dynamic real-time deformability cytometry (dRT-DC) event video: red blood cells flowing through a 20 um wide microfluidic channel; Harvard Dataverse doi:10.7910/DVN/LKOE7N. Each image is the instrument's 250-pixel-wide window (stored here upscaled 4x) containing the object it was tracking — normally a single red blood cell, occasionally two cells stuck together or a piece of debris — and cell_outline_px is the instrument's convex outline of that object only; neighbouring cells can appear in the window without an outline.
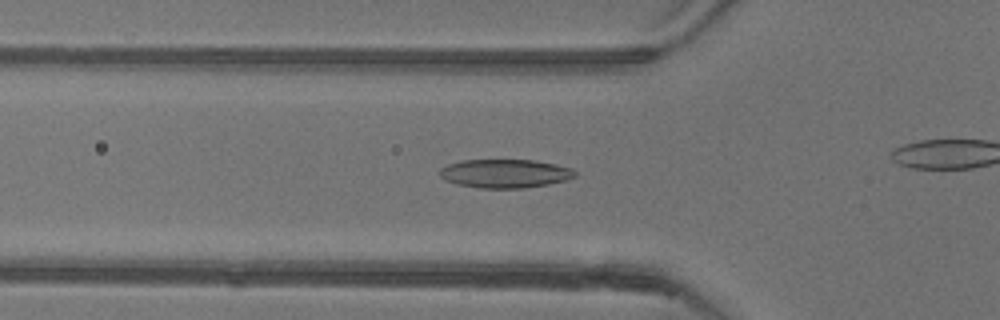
{"species": "common noctule bat (a hibernating species)", "species_latin": "Nyctalus noctula", "temperature_condition": "warm", "stored_images_in_passage": 10, "camera_frame_rate_fps": 3000, "um_per_image_px": 0.085, "animal": {"sex": "female"}, "frame": {"image": 1, "passage_image": 5, "time_ms": 1.333, "image_size_px": [1000, 320], "cell_outline_px": [[576, 176], [564, 180], [548, 184], [524, 188], [480, 188], [456, 184], [444, 180], [440, 176], [440, 168], [448, 164], [464, 160], [536, 160], [556, 164], [572, 168], [576, 172]], "centroid_in_image_um": [42.92, 14.75], "position_along_channel_um": 82.9, "area_um2": 22.6}}
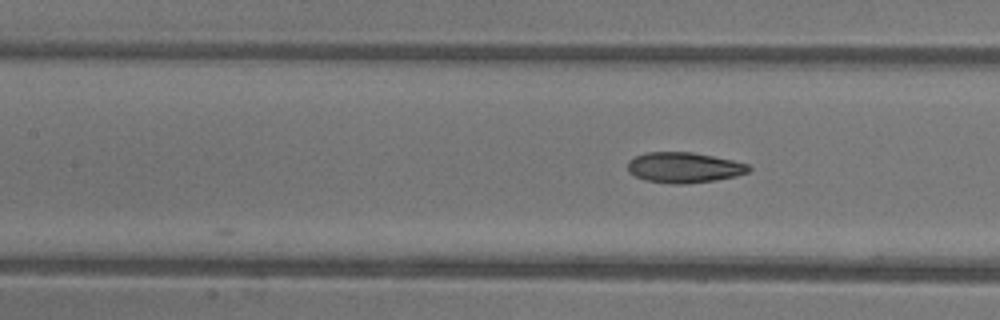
{"frame": {"image": 2, "passage_image": 10, "time_ms": 3.0, "image_size_px": [1000, 320], "cell_outline_px": [[752, 168], [748, 172], [736, 176], [716, 180], [684, 184], [672, 184], [644, 180], [628, 172], [628, 160], [636, 156], [648, 152], [692, 152], [732, 160], [748, 164]], "centroid_in_image_um": [58.14, 14.24], "position_along_channel_um": 149.3, "area_um2": 21.5}}